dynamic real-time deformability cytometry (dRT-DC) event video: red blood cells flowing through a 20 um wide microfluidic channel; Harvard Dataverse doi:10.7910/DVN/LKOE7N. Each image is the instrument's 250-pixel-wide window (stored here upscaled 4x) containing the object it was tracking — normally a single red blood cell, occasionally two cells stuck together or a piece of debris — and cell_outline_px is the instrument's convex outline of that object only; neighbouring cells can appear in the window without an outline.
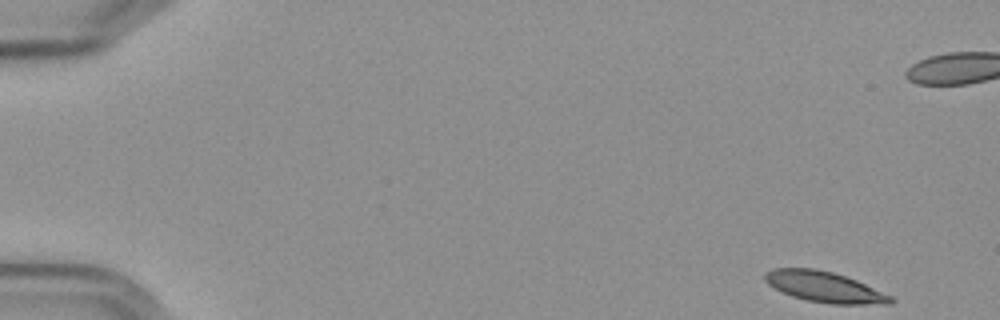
{"species": "Egyptian fruit bat (a non-hibernating species)", "species_latin": "Rousettus aegyptiacus", "temperature_condition": "cold", "stored_images_in_passage": 16, "camera_frame_rate_fps": 3000, "um_per_image_px": 0.085, "frame": {"image": 1, "passage_image": 1, "time_ms": 0.0, "image_size_px": [1000, 320], "cell_outline_px": [[896, 300], [892, 304], [832, 304], [808, 300], [792, 296], [768, 284], [764, 280], [764, 272], [772, 268], [816, 268], [832, 272], [856, 280], [892, 296]], "centroid_in_image_um": [70.09, 24.38], "position_along_channel_um": 14.9, "area_um2": 22.37}}
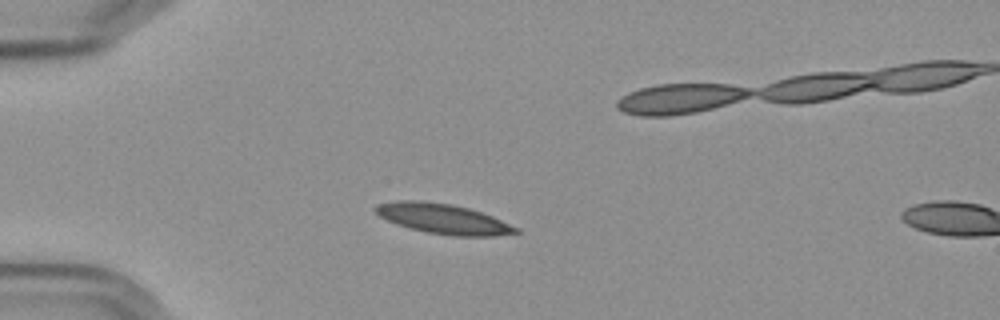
{"frame": {"image": 2, "passage_image": 13, "time_ms": 4.0, "image_size_px": [1000, 320], "cell_outline_px": [[520, 232], [492, 236], [452, 236], [428, 232], [396, 224], [380, 216], [372, 208], [380, 204], [396, 200], [416, 200], [452, 204], [468, 208], [492, 216], [520, 228]], "centroid_in_image_um": [37.69, 18.59], "position_along_channel_um": 47.3, "area_um2": 24.33}}